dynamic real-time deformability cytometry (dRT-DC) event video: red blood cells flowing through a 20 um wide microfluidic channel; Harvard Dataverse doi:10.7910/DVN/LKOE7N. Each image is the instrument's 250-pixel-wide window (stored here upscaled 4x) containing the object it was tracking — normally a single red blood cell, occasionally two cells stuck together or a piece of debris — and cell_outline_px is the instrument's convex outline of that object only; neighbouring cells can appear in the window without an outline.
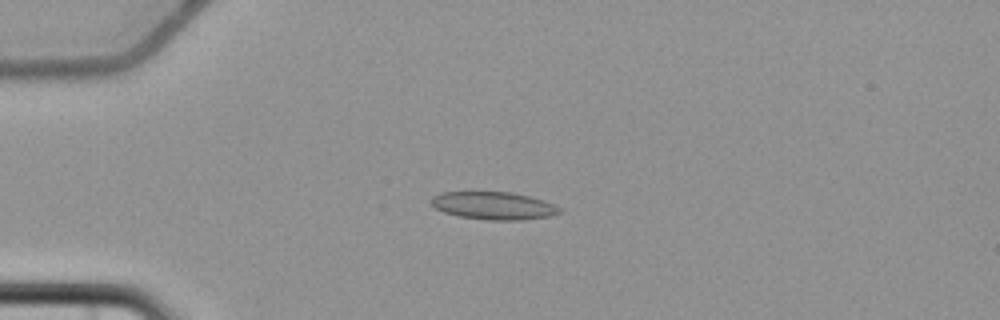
{"species": "common noctule bat (a hibernating species)", "species_latin": "Nyctalus noctula", "temperature_condition": "cold", "stored_images_in_passage": 5, "camera_frame_rate_fps": 3000, "um_per_image_px": 0.085, "animal": {"sex": "female", "body_mass_g": 22.7, "forearm_length_mm": 54.2}, "frame": {"image": 1, "passage_image": 4, "time_ms": 4.667, "image_size_px": [1000, 320], "cell_outline_px": [[564, 212], [552, 216], [520, 220], [488, 220], [456, 216], [444, 212], [436, 208], [432, 204], [432, 196], [440, 192], [512, 192], [544, 200], [560, 208]], "centroid_in_image_um": [41.97, 17.49], "position_along_channel_um": 43.0, "area_um2": 20.81}}